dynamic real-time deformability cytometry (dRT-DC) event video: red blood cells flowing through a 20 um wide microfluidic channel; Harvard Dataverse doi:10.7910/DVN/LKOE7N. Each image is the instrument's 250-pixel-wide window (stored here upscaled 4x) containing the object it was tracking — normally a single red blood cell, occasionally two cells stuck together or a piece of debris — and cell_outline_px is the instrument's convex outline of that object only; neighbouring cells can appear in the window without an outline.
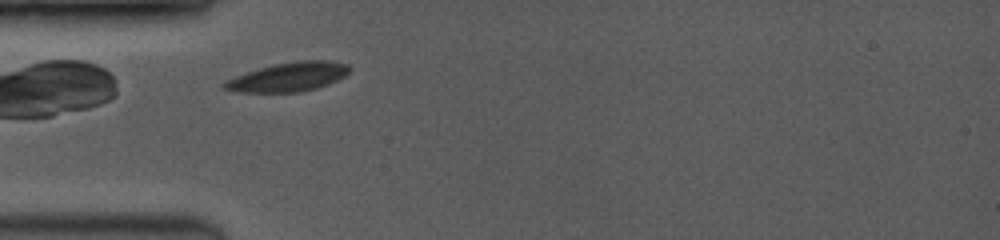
{"species": "common noctule bat (a hibernating species)", "species_latin": "Nyctalus noctula", "temperature_condition": "room temperature", "stored_images_in_passage": 13, "camera_frame_rate_fps": 3500, "um_per_image_px": 0.085, "animal": {"sex": "female", "body_mass_g": 19.0, "forearm_length_mm": 53.3}, "frame": {"image": 1, "passage_image": 1, "time_ms": 0.0, "image_size_px": [1000, 240], "cell_outline_px": [[348, 72], [344, 76], [328, 84], [316, 88], [300, 92], [240, 92], [224, 88], [220, 84], [224, 80], [260, 68], [276, 64], [300, 60], [328, 60], [348, 64]], "centroid_in_image_um": [24.5, 6.54], "position_along_channel_um": 60.5, "area_um2": 20.92}}
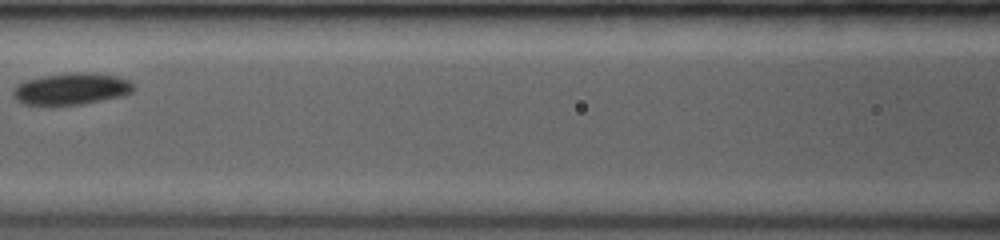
{"frame": {"image": 2, "passage_image": 5, "time_ms": 2.571, "image_size_px": [1000, 240], "cell_outline_px": [[136, 88], [132, 92], [124, 96], [84, 104], [52, 108], [24, 104], [16, 100], [12, 96], [12, 88], [16, 84], [24, 80], [44, 76], [76, 72], [92, 72], [116, 76], [128, 80]], "centroid_in_image_um": [6.01, 7.6], "position_along_channel_um": 160.6, "area_um2": 23.24}}
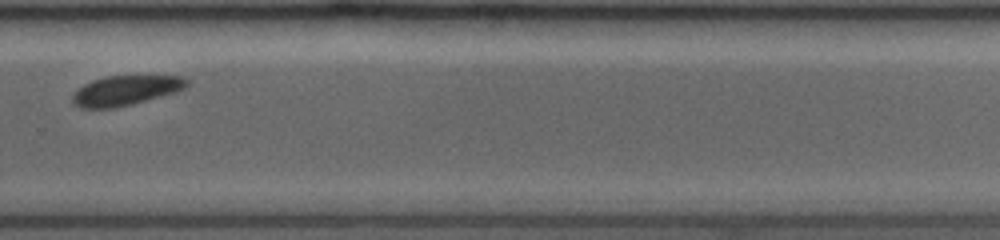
{"frame": {"image": 3, "passage_image": 12, "time_ms": 6.571, "image_size_px": [1000, 240], "cell_outline_px": [[188, 88], [176, 92], [132, 104], [116, 108], [80, 108], [72, 104], [72, 96], [84, 84], [92, 80], [108, 76], [184, 76], [188, 80]], "centroid_in_image_um": [10.7, 7.69], "position_along_channel_um": 319.1, "area_um2": 19.88}}